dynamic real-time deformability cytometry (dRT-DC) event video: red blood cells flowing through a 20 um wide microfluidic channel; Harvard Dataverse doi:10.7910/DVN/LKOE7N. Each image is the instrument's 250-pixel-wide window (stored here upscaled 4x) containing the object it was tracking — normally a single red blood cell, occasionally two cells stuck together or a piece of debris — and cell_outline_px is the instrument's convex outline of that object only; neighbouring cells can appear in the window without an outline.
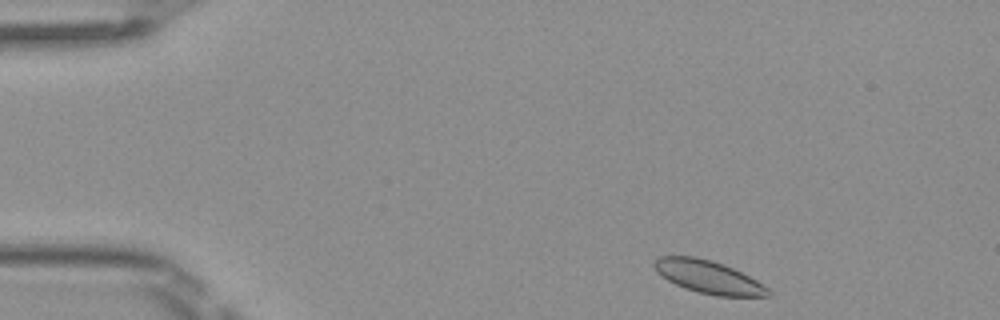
{"species": "Egyptian fruit bat (a non-hibernating species)", "species_latin": "Rousettus aegyptiacus", "temperature_condition": "room temperature", "stored_images_in_passage": 5, "camera_frame_rate_fps": 3000, "um_per_image_px": 0.085, "frame": {"image": 1, "passage_image": 1, "time_ms": 0.0, "image_size_px": [1000, 320], "cell_outline_px": [[772, 296], [716, 296], [696, 292], [684, 288], [668, 280], [656, 272], [652, 264], [660, 256], [696, 256], [712, 260], [724, 264], [756, 280], [768, 288], [772, 292]], "centroid_in_image_um": [60.2, 23.54], "position_along_channel_um": 24.8, "area_um2": 21.85}}
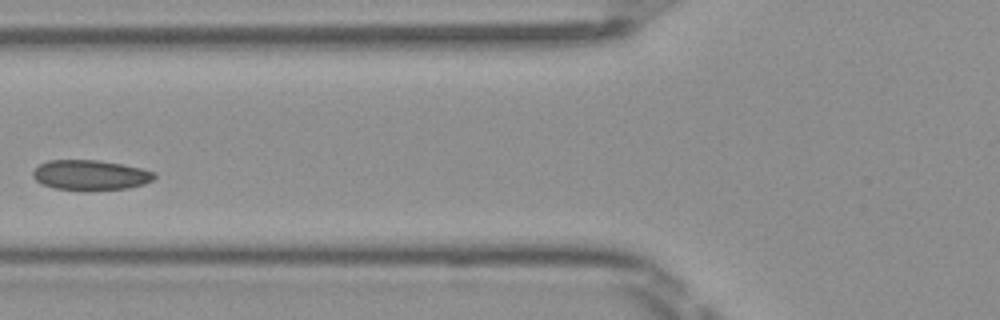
{"frame": {"image": 2, "passage_image": 4, "time_ms": 1.0, "image_size_px": [1000, 320], "cell_outline_px": [[156, 176], [152, 180], [144, 184], [128, 188], [88, 192], [52, 188], [36, 180], [32, 176], [32, 172], [40, 164], [48, 160], [100, 160], [124, 164], [156, 172]], "centroid_in_image_um": [7.7, 14.9], "position_along_channel_um": 118.1, "area_um2": 21.79}}
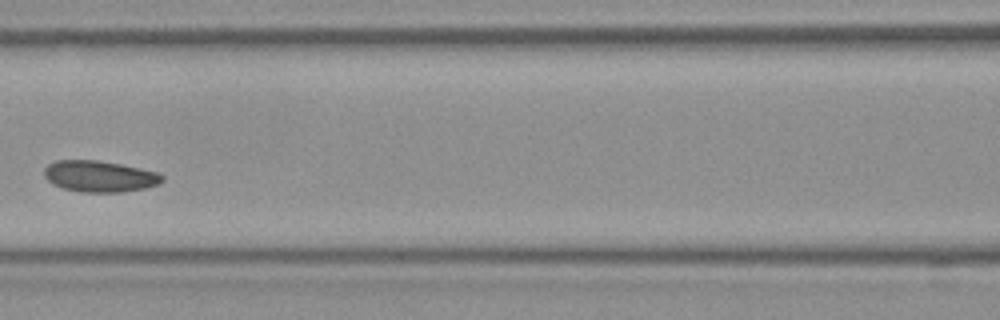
{"frame": {"image": 3, "passage_image": 5, "time_ms": 1.333, "image_size_px": [1000, 320], "cell_outline_px": [[164, 180], [160, 184], [144, 188], [120, 192], [80, 192], [64, 188], [48, 180], [44, 176], [44, 168], [48, 164], [56, 160], [100, 160], [140, 168], [156, 172], [164, 176]], "centroid_in_image_um": [8.48, 14.98], "position_along_channel_um": 158.1, "area_um2": 21.44}}